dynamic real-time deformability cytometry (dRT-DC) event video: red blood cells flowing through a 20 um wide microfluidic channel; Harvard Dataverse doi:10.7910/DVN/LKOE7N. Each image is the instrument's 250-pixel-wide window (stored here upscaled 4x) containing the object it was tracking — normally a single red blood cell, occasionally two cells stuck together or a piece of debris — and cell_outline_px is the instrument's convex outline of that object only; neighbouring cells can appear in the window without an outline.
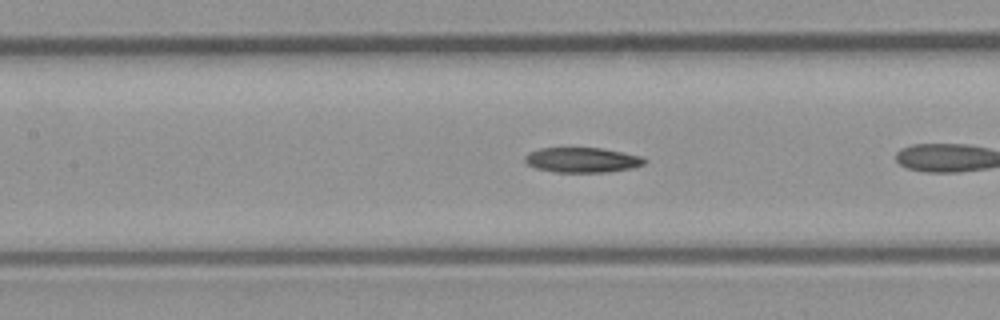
{"species": "common noctule bat (a hibernating species)", "species_latin": "Nyctalus noctula", "temperature_condition": "room temperature", "stored_images_in_passage": 44, "camera_frame_rate_fps": 3000, "um_per_image_px": 0.085, "animal": {"sex": "male", "body_mass_g": 23.1, "forearm_length_mm": 52.7}, "frame": {"image": 1, "passage_image": 19, "time_ms": 6.0, "image_size_px": [1000, 320], "cell_outline_px": [[648, 160], [644, 164], [632, 168], [608, 172], [556, 172], [536, 168], [524, 164], [524, 156], [528, 152], [540, 148], [600, 148], [640, 156]], "centroid_in_image_um": [49.44, 13.6], "position_along_channel_um": 158.0, "area_um2": 17.46}}